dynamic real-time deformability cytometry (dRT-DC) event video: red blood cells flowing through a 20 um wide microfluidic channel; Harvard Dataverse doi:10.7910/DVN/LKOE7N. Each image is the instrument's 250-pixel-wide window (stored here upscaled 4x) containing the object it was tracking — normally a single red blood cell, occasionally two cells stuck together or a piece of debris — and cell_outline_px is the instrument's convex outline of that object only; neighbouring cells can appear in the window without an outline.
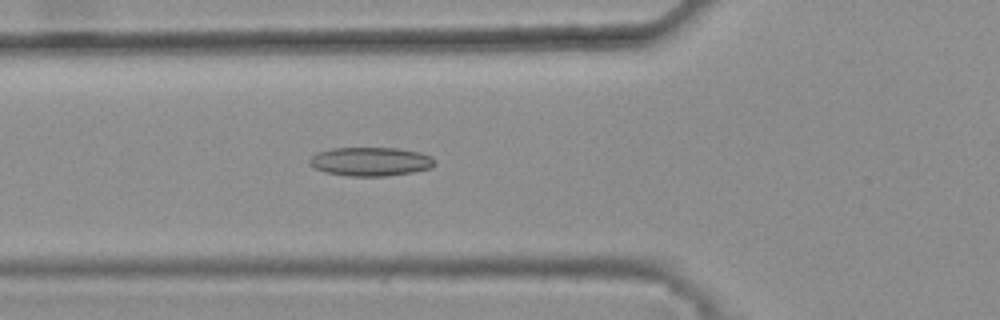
{"species": "common noctule bat (a hibernating species)", "species_latin": "Nyctalus noctula", "temperature_condition": "warm", "stored_images_in_passage": 44, "camera_frame_rate_fps": 3000, "um_per_image_px": 0.085, "animal": {"sex": "female", "body_mass_g": 25.1}, "frame": {"image": 1, "passage_image": 17, "time_ms": 5.333, "image_size_px": [1000, 320], "cell_outline_px": [[436, 164], [432, 168], [412, 172], [384, 176], [348, 176], [324, 172], [308, 164], [308, 160], [316, 152], [332, 148], [400, 148], [420, 152], [432, 156], [436, 160]], "centroid_in_image_um": [31.51, 13.73], "position_along_channel_um": 94.3, "area_um2": 21.27}}
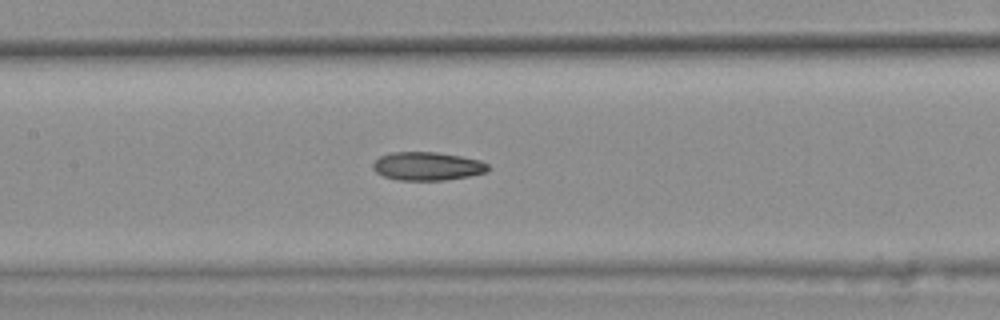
{"frame": {"image": 2, "passage_image": 23, "time_ms": 7.333, "image_size_px": [1000, 320], "cell_outline_px": [[488, 172], [468, 176], [444, 180], [396, 180], [384, 176], [376, 172], [372, 168], [372, 164], [380, 156], [392, 152], [436, 152], [460, 156], [480, 160], [488, 164]], "centroid_in_image_um": [36.31, 14.12], "position_along_channel_um": 171.1, "area_um2": 19.02}}
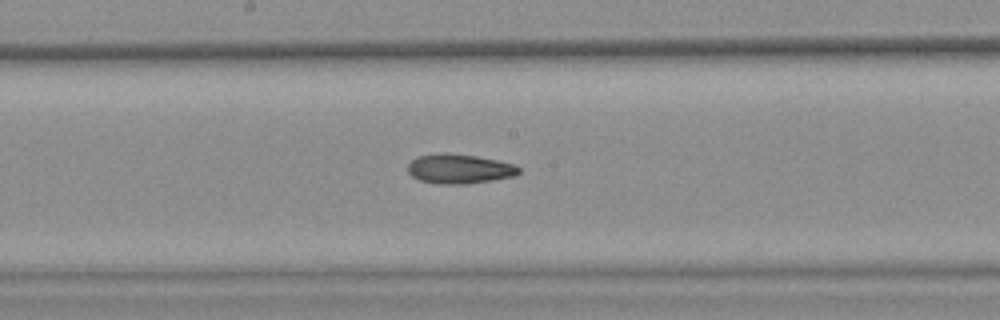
{"frame": {"image": 3, "passage_image": 26, "time_ms": 8.333, "image_size_px": [1000, 320], "cell_outline_px": [[520, 172], [516, 176], [468, 184], [436, 184], [420, 180], [412, 176], [408, 172], [408, 164], [416, 156], [440, 152], [444, 152], [476, 156], [516, 164], [520, 168]], "centroid_in_image_um": [39.04, 14.35], "position_along_channel_um": 209.2, "area_um2": 19.36}, "authors_computed_cell_mechanics": {"area_um2": 19.1029, "velocity_mm_per_s": 3.8226, "shape_relaxation_time_tau1_ms": null, "shape_relaxation_time_tau2_ms": 7.6525, "deformation_change_tau1": null, "deformation_change_tau2": 0.1824}}